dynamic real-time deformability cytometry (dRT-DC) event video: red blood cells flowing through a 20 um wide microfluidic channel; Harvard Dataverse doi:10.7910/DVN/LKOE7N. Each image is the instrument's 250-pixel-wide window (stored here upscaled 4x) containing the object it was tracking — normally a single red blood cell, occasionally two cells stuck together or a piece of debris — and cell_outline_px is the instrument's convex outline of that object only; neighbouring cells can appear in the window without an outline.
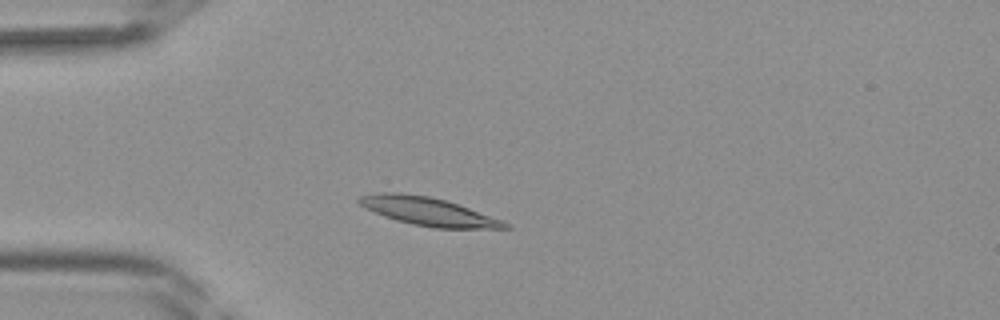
{"species": "Egyptian fruit bat (a non-hibernating species)", "species_latin": "Rousettus aegyptiacus", "temperature_condition": "room temperature", "stored_images_in_passage": 39, "camera_frame_rate_fps": 3000, "um_per_image_px": 0.085, "frame": {"image": 1, "passage_image": 8, "time_ms": 2.333, "image_size_px": [1000, 320], "cell_outline_px": [[512, 228], [432, 228], [412, 224], [396, 220], [384, 216], [364, 208], [356, 200], [360, 196], [380, 192], [400, 192], [428, 196], [444, 200], [504, 220]], "centroid_in_image_um": [36.36, 17.97], "position_along_channel_um": 48.6, "area_um2": 23.81}}
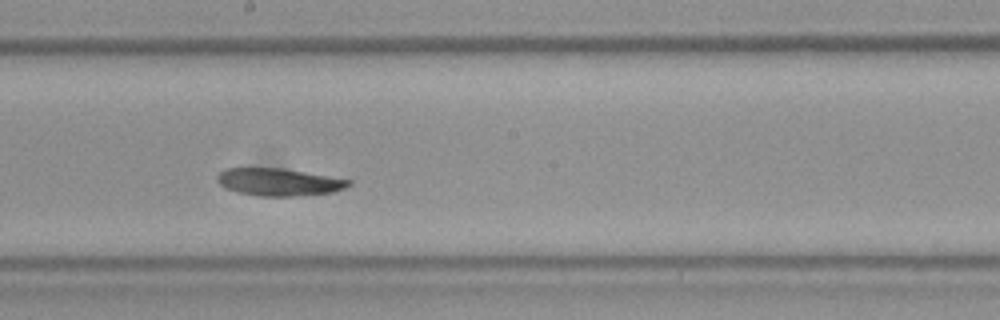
{"frame": {"image": 2, "passage_image": 20, "time_ms": 6.333, "image_size_px": [1000, 320], "cell_outline_px": [[352, 184], [344, 188], [332, 192], [296, 196], [260, 196], [236, 192], [224, 188], [216, 180], [216, 176], [224, 168], [284, 168], [352, 180]], "centroid_in_image_um": [23.67, 15.47], "position_along_channel_um": 224.5, "area_um2": 21.15}}
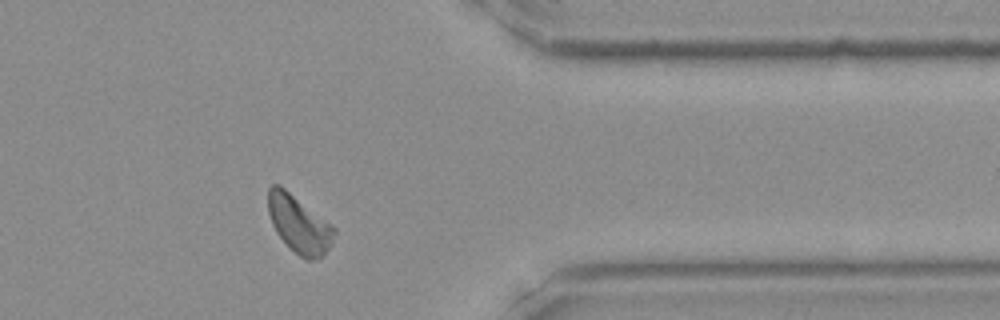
{"frame": {"image": 3, "passage_image": 31, "time_ms": 10.0, "image_size_px": [1000, 320], "cell_outline_px": [[336, 232], [332, 244], [316, 260], [308, 260], [300, 256], [276, 232], [272, 224], [268, 212], [268, 188], [272, 184], [280, 184], [336, 228]], "centroid_in_image_um": [25.41, 19.02], "position_along_channel_um": 386.0, "area_um2": 21.79}}